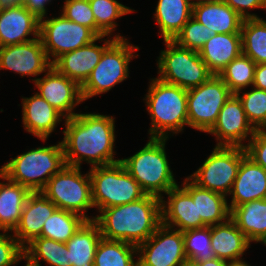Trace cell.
<instances>
[{
  "label": "cell",
  "mask_w": 266,
  "mask_h": 266,
  "mask_svg": "<svg viewBox=\"0 0 266 266\" xmlns=\"http://www.w3.org/2000/svg\"><path fill=\"white\" fill-rule=\"evenodd\" d=\"M62 142L65 163L80 167L87 161L92 167L106 166L120 162L114 159V118L95 113L77 114L65 119Z\"/></svg>",
  "instance_id": "1"
},
{
  "label": "cell",
  "mask_w": 266,
  "mask_h": 266,
  "mask_svg": "<svg viewBox=\"0 0 266 266\" xmlns=\"http://www.w3.org/2000/svg\"><path fill=\"white\" fill-rule=\"evenodd\" d=\"M161 206V198L146 194L137 201L102 209L101 215L92 220L98 224L102 238L138 246L162 224Z\"/></svg>",
  "instance_id": "2"
},
{
  "label": "cell",
  "mask_w": 266,
  "mask_h": 266,
  "mask_svg": "<svg viewBox=\"0 0 266 266\" xmlns=\"http://www.w3.org/2000/svg\"><path fill=\"white\" fill-rule=\"evenodd\" d=\"M145 98L152 121L150 138H168V131L178 133L188 125L187 89L155 78Z\"/></svg>",
  "instance_id": "3"
},
{
  "label": "cell",
  "mask_w": 266,
  "mask_h": 266,
  "mask_svg": "<svg viewBox=\"0 0 266 266\" xmlns=\"http://www.w3.org/2000/svg\"><path fill=\"white\" fill-rule=\"evenodd\" d=\"M167 138H150L148 143L130 158L120 159L127 172L138 182L141 189L150 195L162 198L177 186L165 153Z\"/></svg>",
  "instance_id": "4"
},
{
  "label": "cell",
  "mask_w": 266,
  "mask_h": 266,
  "mask_svg": "<svg viewBox=\"0 0 266 266\" xmlns=\"http://www.w3.org/2000/svg\"><path fill=\"white\" fill-rule=\"evenodd\" d=\"M65 165L62 142H59L54 146L38 147L20 154L2 166L0 171L31 192H38L42 191L49 179Z\"/></svg>",
  "instance_id": "5"
},
{
  "label": "cell",
  "mask_w": 266,
  "mask_h": 266,
  "mask_svg": "<svg viewBox=\"0 0 266 266\" xmlns=\"http://www.w3.org/2000/svg\"><path fill=\"white\" fill-rule=\"evenodd\" d=\"M89 176L93 204L99 212L137 201L146 195L121 162L91 167Z\"/></svg>",
  "instance_id": "6"
},
{
  "label": "cell",
  "mask_w": 266,
  "mask_h": 266,
  "mask_svg": "<svg viewBox=\"0 0 266 266\" xmlns=\"http://www.w3.org/2000/svg\"><path fill=\"white\" fill-rule=\"evenodd\" d=\"M164 42L168 49L161 51L157 64L158 79L188 90L203 84L213 75L199 52L180 47L173 40Z\"/></svg>",
  "instance_id": "7"
},
{
  "label": "cell",
  "mask_w": 266,
  "mask_h": 266,
  "mask_svg": "<svg viewBox=\"0 0 266 266\" xmlns=\"http://www.w3.org/2000/svg\"><path fill=\"white\" fill-rule=\"evenodd\" d=\"M81 167L65 165L53 175L41 191L58 209H63L83 216L88 208L94 207L89 173L82 176Z\"/></svg>",
  "instance_id": "8"
},
{
  "label": "cell",
  "mask_w": 266,
  "mask_h": 266,
  "mask_svg": "<svg viewBox=\"0 0 266 266\" xmlns=\"http://www.w3.org/2000/svg\"><path fill=\"white\" fill-rule=\"evenodd\" d=\"M126 40L115 39L104 50L99 63L81 86L83 100L105 93L117 83L127 79L129 61L135 56L132 52L139 47L130 45Z\"/></svg>",
  "instance_id": "9"
},
{
  "label": "cell",
  "mask_w": 266,
  "mask_h": 266,
  "mask_svg": "<svg viewBox=\"0 0 266 266\" xmlns=\"http://www.w3.org/2000/svg\"><path fill=\"white\" fill-rule=\"evenodd\" d=\"M246 154L245 147L216 146L202 166L189 178L202 188L227 196Z\"/></svg>",
  "instance_id": "10"
},
{
  "label": "cell",
  "mask_w": 266,
  "mask_h": 266,
  "mask_svg": "<svg viewBox=\"0 0 266 266\" xmlns=\"http://www.w3.org/2000/svg\"><path fill=\"white\" fill-rule=\"evenodd\" d=\"M233 93L218 75L187 90L188 126L209 132L218 115Z\"/></svg>",
  "instance_id": "11"
},
{
  "label": "cell",
  "mask_w": 266,
  "mask_h": 266,
  "mask_svg": "<svg viewBox=\"0 0 266 266\" xmlns=\"http://www.w3.org/2000/svg\"><path fill=\"white\" fill-rule=\"evenodd\" d=\"M39 37L47 57L54 59L62 54L74 51L94 41L98 36L88 27L68 20L64 15L43 20L40 19Z\"/></svg>",
  "instance_id": "12"
},
{
  "label": "cell",
  "mask_w": 266,
  "mask_h": 266,
  "mask_svg": "<svg viewBox=\"0 0 266 266\" xmlns=\"http://www.w3.org/2000/svg\"><path fill=\"white\" fill-rule=\"evenodd\" d=\"M169 229V230H168ZM138 266H181L188 262L183 232L161 224L154 234L137 246Z\"/></svg>",
  "instance_id": "13"
},
{
  "label": "cell",
  "mask_w": 266,
  "mask_h": 266,
  "mask_svg": "<svg viewBox=\"0 0 266 266\" xmlns=\"http://www.w3.org/2000/svg\"><path fill=\"white\" fill-rule=\"evenodd\" d=\"M45 74L44 78L33 80L40 91L37 94L61 113L65 119L75 117L78 113L72 112L74 106L84 101L81 86L59 73L53 66Z\"/></svg>",
  "instance_id": "14"
},
{
  "label": "cell",
  "mask_w": 266,
  "mask_h": 266,
  "mask_svg": "<svg viewBox=\"0 0 266 266\" xmlns=\"http://www.w3.org/2000/svg\"><path fill=\"white\" fill-rule=\"evenodd\" d=\"M51 66L40 37L25 43L0 47V69H10L23 77L37 76L48 71Z\"/></svg>",
  "instance_id": "15"
},
{
  "label": "cell",
  "mask_w": 266,
  "mask_h": 266,
  "mask_svg": "<svg viewBox=\"0 0 266 266\" xmlns=\"http://www.w3.org/2000/svg\"><path fill=\"white\" fill-rule=\"evenodd\" d=\"M255 129L247 120L242 103L236 94H232L219 112L218 119L208 132L216 135L217 146L245 147L242 141L250 133L252 137ZM223 142H222V141Z\"/></svg>",
  "instance_id": "16"
},
{
  "label": "cell",
  "mask_w": 266,
  "mask_h": 266,
  "mask_svg": "<svg viewBox=\"0 0 266 266\" xmlns=\"http://www.w3.org/2000/svg\"><path fill=\"white\" fill-rule=\"evenodd\" d=\"M103 37L105 36H99L94 41L81 48L62 54L52 63V66L59 73L82 86L91 75L95 66L99 63L104 50L115 39H122V36L116 35L112 40L105 39L103 46L95 45V41Z\"/></svg>",
  "instance_id": "17"
},
{
  "label": "cell",
  "mask_w": 266,
  "mask_h": 266,
  "mask_svg": "<svg viewBox=\"0 0 266 266\" xmlns=\"http://www.w3.org/2000/svg\"><path fill=\"white\" fill-rule=\"evenodd\" d=\"M169 197L167 204L161 198L162 224L180 231L202 228L207 226L201 218H197L196 202L184 189L175 186L166 193ZM167 205V206H166Z\"/></svg>",
  "instance_id": "18"
},
{
  "label": "cell",
  "mask_w": 266,
  "mask_h": 266,
  "mask_svg": "<svg viewBox=\"0 0 266 266\" xmlns=\"http://www.w3.org/2000/svg\"><path fill=\"white\" fill-rule=\"evenodd\" d=\"M57 206L41 191L31 192L25 202L18 226L13 235L25 247L33 239L40 237L44 222L53 214Z\"/></svg>",
  "instance_id": "19"
},
{
  "label": "cell",
  "mask_w": 266,
  "mask_h": 266,
  "mask_svg": "<svg viewBox=\"0 0 266 266\" xmlns=\"http://www.w3.org/2000/svg\"><path fill=\"white\" fill-rule=\"evenodd\" d=\"M40 19L24 5L0 10V47L29 42L25 38L33 33L39 37Z\"/></svg>",
  "instance_id": "20"
},
{
  "label": "cell",
  "mask_w": 266,
  "mask_h": 266,
  "mask_svg": "<svg viewBox=\"0 0 266 266\" xmlns=\"http://www.w3.org/2000/svg\"><path fill=\"white\" fill-rule=\"evenodd\" d=\"M229 194L233 195L229 207L266 199V170L246 154Z\"/></svg>",
  "instance_id": "21"
},
{
  "label": "cell",
  "mask_w": 266,
  "mask_h": 266,
  "mask_svg": "<svg viewBox=\"0 0 266 266\" xmlns=\"http://www.w3.org/2000/svg\"><path fill=\"white\" fill-rule=\"evenodd\" d=\"M192 17L216 34L241 33L244 21L223 0L194 3Z\"/></svg>",
  "instance_id": "22"
},
{
  "label": "cell",
  "mask_w": 266,
  "mask_h": 266,
  "mask_svg": "<svg viewBox=\"0 0 266 266\" xmlns=\"http://www.w3.org/2000/svg\"><path fill=\"white\" fill-rule=\"evenodd\" d=\"M202 61L213 75L220 72L242 54L241 33L215 34L199 51Z\"/></svg>",
  "instance_id": "23"
},
{
  "label": "cell",
  "mask_w": 266,
  "mask_h": 266,
  "mask_svg": "<svg viewBox=\"0 0 266 266\" xmlns=\"http://www.w3.org/2000/svg\"><path fill=\"white\" fill-rule=\"evenodd\" d=\"M23 125L27 132L45 141L63 116L37 93L23 98Z\"/></svg>",
  "instance_id": "24"
},
{
  "label": "cell",
  "mask_w": 266,
  "mask_h": 266,
  "mask_svg": "<svg viewBox=\"0 0 266 266\" xmlns=\"http://www.w3.org/2000/svg\"><path fill=\"white\" fill-rule=\"evenodd\" d=\"M186 178L183 188L191 195L196 202L197 218L207 225H216L226 222L230 218V209L226 196L209 189L202 188L193 181L188 183Z\"/></svg>",
  "instance_id": "25"
},
{
  "label": "cell",
  "mask_w": 266,
  "mask_h": 266,
  "mask_svg": "<svg viewBox=\"0 0 266 266\" xmlns=\"http://www.w3.org/2000/svg\"><path fill=\"white\" fill-rule=\"evenodd\" d=\"M211 245L217 258L239 260L250 246V241L229 218L226 222L211 225Z\"/></svg>",
  "instance_id": "26"
},
{
  "label": "cell",
  "mask_w": 266,
  "mask_h": 266,
  "mask_svg": "<svg viewBox=\"0 0 266 266\" xmlns=\"http://www.w3.org/2000/svg\"><path fill=\"white\" fill-rule=\"evenodd\" d=\"M0 230L14 231L21 219V213L31 191L25 186L7 178L0 171Z\"/></svg>",
  "instance_id": "27"
},
{
  "label": "cell",
  "mask_w": 266,
  "mask_h": 266,
  "mask_svg": "<svg viewBox=\"0 0 266 266\" xmlns=\"http://www.w3.org/2000/svg\"><path fill=\"white\" fill-rule=\"evenodd\" d=\"M230 219L247 239L262 242L266 237V199L253 200L229 207Z\"/></svg>",
  "instance_id": "28"
},
{
  "label": "cell",
  "mask_w": 266,
  "mask_h": 266,
  "mask_svg": "<svg viewBox=\"0 0 266 266\" xmlns=\"http://www.w3.org/2000/svg\"><path fill=\"white\" fill-rule=\"evenodd\" d=\"M102 238L98 224L87 220L65 243L72 266H93L97 246Z\"/></svg>",
  "instance_id": "29"
},
{
  "label": "cell",
  "mask_w": 266,
  "mask_h": 266,
  "mask_svg": "<svg viewBox=\"0 0 266 266\" xmlns=\"http://www.w3.org/2000/svg\"><path fill=\"white\" fill-rule=\"evenodd\" d=\"M189 0H159L155 18L164 40H173L192 17Z\"/></svg>",
  "instance_id": "30"
},
{
  "label": "cell",
  "mask_w": 266,
  "mask_h": 266,
  "mask_svg": "<svg viewBox=\"0 0 266 266\" xmlns=\"http://www.w3.org/2000/svg\"><path fill=\"white\" fill-rule=\"evenodd\" d=\"M24 256L38 265L42 259L51 266H72L66 244L45 237H37L28 243L24 247Z\"/></svg>",
  "instance_id": "31"
},
{
  "label": "cell",
  "mask_w": 266,
  "mask_h": 266,
  "mask_svg": "<svg viewBox=\"0 0 266 266\" xmlns=\"http://www.w3.org/2000/svg\"><path fill=\"white\" fill-rule=\"evenodd\" d=\"M134 252H138L134 244L101 238L93 266H138L133 258Z\"/></svg>",
  "instance_id": "32"
},
{
  "label": "cell",
  "mask_w": 266,
  "mask_h": 266,
  "mask_svg": "<svg viewBox=\"0 0 266 266\" xmlns=\"http://www.w3.org/2000/svg\"><path fill=\"white\" fill-rule=\"evenodd\" d=\"M86 221L75 212L57 208L44 222L40 237L66 243Z\"/></svg>",
  "instance_id": "33"
},
{
  "label": "cell",
  "mask_w": 266,
  "mask_h": 266,
  "mask_svg": "<svg viewBox=\"0 0 266 266\" xmlns=\"http://www.w3.org/2000/svg\"><path fill=\"white\" fill-rule=\"evenodd\" d=\"M241 37L242 54L256 64L266 63V21L261 18L244 19Z\"/></svg>",
  "instance_id": "34"
},
{
  "label": "cell",
  "mask_w": 266,
  "mask_h": 266,
  "mask_svg": "<svg viewBox=\"0 0 266 266\" xmlns=\"http://www.w3.org/2000/svg\"><path fill=\"white\" fill-rule=\"evenodd\" d=\"M256 63L241 54L232 60L218 75L233 94L253 85Z\"/></svg>",
  "instance_id": "35"
},
{
  "label": "cell",
  "mask_w": 266,
  "mask_h": 266,
  "mask_svg": "<svg viewBox=\"0 0 266 266\" xmlns=\"http://www.w3.org/2000/svg\"><path fill=\"white\" fill-rule=\"evenodd\" d=\"M184 252L188 262H205L215 258L211 245V226L183 231Z\"/></svg>",
  "instance_id": "36"
},
{
  "label": "cell",
  "mask_w": 266,
  "mask_h": 266,
  "mask_svg": "<svg viewBox=\"0 0 266 266\" xmlns=\"http://www.w3.org/2000/svg\"><path fill=\"white\" fill-rule=\"evenodd\" d=\"M96 22V35L107 36L117 26V18L133 12L132 9L118 3L116 0H89Z\"/></svg>",
  "instance_id": "37"
},
{
  "label": "cell",
  "mask_w": 266,
  "mask_h": 266,
  "mask_svg": "<svg viewBox=\"0 0 266 266\" xmlns=\"http://www.w3.org/2000/svg\"><path fill=\"white\" fill-rule=\"evenodd\" d=\"M254 88V89H253ZM250 92H240L236 95L240 99L245 115L255 130H266V90L253 87Z\"/></svg>",
  "instance_id": "38"
},
{
  "label": "cell",
  "mask_w": 266,
  "mask_h": 266,
  "mask_svg": "<svg viewBox=\"0 0 266 266\" xmlns=\"http://www.w3.org/2000/svg\"><path fill=\"white\" fill-rule=\"evenodd\" d=\"M215 34L211 29L191 17L173 41L180 47L199 52L206 41Z\"/></svg>",
  "instance_id": "39"
},
{
  "label": "cell",
  "mask_w": 266,
  "mask_h": 266,
  "mask_svg": "<svg viewBox=\"0 0 266 266\" xmlns=\"http://www.w3.org/2000/svg\"><path fill=\"white\" fill-rule=\"evenodd\" d=\"M68 20L90 28L96 34V22L89 0H66L63 14Z\"/></svg>",
  "instance_id": "40"
},
{
  "label": "cell",
  "mask_w": 266,
  "mask_h": 266,
  "mask_svg": "<svg viewBox=\"0 0 266 266\" xmlns=\"http://www.w3.org/2000/svg\"><path fill=\"white\" fill-rule=\"evenodd\" d=\"M0 233V266H11L24 258V247L13 236Z\"/></svg>",
  "instance_id": "41"
},
{
  "label": "cell",
  "mask_w": 266,
  "mask_h": 266,
  "mask_svg": "<svg viewBox=\"0 0 266 266\" xmlns=\"http://www.w3.org/2000/svg\"><path fill=\"white\" fill-rule=\"evenodd\" d=\"M245 149L247 155L266 170V130H256Z\"/></svg>",
  "instance_id": "42"
},
{
  "label": "cell",
  "mask_w": 266,
  "mask_h": 266,
  "mask_svg": "<svg viewBox=\"0 0 266 266\" xmlns=\"http://www.w3.org/2000/svg\"><path fill=\"white\" fill-rule=\"evenodd\" d=\"M234 11H236L243 19L259 18L255 14L246 12V9L263 8L261 0H223Z\"/></svg>",
  "instance_id": "43"
},
{
  "label": "cell",
  "mask_w": 266,
  "mask_h": 266,
  "mask_svg": "<svg viewBox=\"0 0 266 266\" xmlns=\"http://www.w3.org/2000/svg\"><path fill=\"white\" fill-rule=\"evenodd\" d=\"M51 0H23V5L38 19L45 17V5Z\"/></svg>",
  "instance_id": "44"
},
{
  "label": "cell",
  "mask_w": 266,
  "mask_h": 266,
  "mask_svg": "<svg viewBox=\"0 0 266 266\" xmlns=\"http://www.w3.org/2000/svg\"><path fill=\"white\" fill-rule=\"evenodd\" d=\"M253 87L266 90V63L256 65Z\"/></svg>",
  "instance_id": "45"
},
{
  "label": "cell",
  "mask_w": 266,
  "mask_h": 266,
  "mask_svg": "<svg viewBox=\"0 0 266 266\" xmlns=\"http://www.w3.org/2000/svg\"><path fill=\"white\" fill-rule=\"evenodd\" d=\"M195 266H227V261L220 258H213L211 260H207L205 262H196Z\"/></svg>",
  "instance_id": "46"
},
{
  "label": "cell",
  "mask_w": 266,
  "mask_h": 266,
  "mask_svg": "<svg viewBox=\"0 0 266 266\" xmlns=\"http://www.w3.org/2000/svg\"><path fill=\"white\" fill-rule=\"evenodd\" d=\"M23 5V0H0V10Z\"/></svg>",
  "instance_id": "47"
},
{
  "label": "cell",
  "mask_w": 266,
  "mask_h": 266,
  "mask_svg": "<svg viewBox=\"0 0 266 266\" xmlns=\"http://www.w3.org/2000/svg\"><path fill=\"white\" fill-rule=\"evenodd\" d=\"M227 266H250V265L246 264L244 261L239 259V260H232L230 262L227 261Z\"/></svg>",
  "instance_id": "48"
},
{
  "label": "cell",
  "mask_w": 266,
  "mask_h": 266,
  "mask_svg": "<svg viewBox=\"0 0 266 266\" xmlns=\"http://www.w3.org/2000/svg\"><path fill=\"white\" fill-rule=\"evenodd\" d=\"M24 259L27 260V264H26V266H40V264L38 265V264L33 263L32 261H30V260H29L28 258H26L25 256H24Z\"/></svg>",
  "instance_id": "49"
},
{
  "label": "cell",
  "mask_w": 266,
  "mask_h": 266,
  "mask_svg": "<svg viewBox=\"0 0 266 266\" xmlns=\"http://www.w3.org/2000/svg\"><path fill=\"white\" fill-rule=\"evenodd\" d=\"M209 1H220V0H199V1H193L191 0V3L194 4V3H197V2H209Z\"/></svg>",
  "instance_id": "50"
},
{
  "label": "cell",
  "mask_w": 266,
  "mask_h": 266,
  "mask_svg": "<svg viewBox=\"0 0 266 266\" xmlns=\"http://www.w3.org/2000/svg\"><path fill=\"white\" fill-rule=\"evenodd\" d=\"M181 266H195V265L190 263V262H186V263L182 264Z\"/></svg>",
  "instance_id": "51"
},
{
  "label": "cell",
  "mask_w": 266,
  "mask_h": 266,
  "mask_svg": "<svg viewBox=\"0 0 266 266\" xmlns=\"http://www.w3.org/2000/svg\"><path fill=\"white\" fill-rule=\"evenodd\" d=\"M261 1H262L263 8L266 9V0H261Z\"/></svg>",
  "instance_id": "52"
},
{
  "label": "cell",
  "mask_w": 266,
  "mask_h": 266,
  "mask_svg": "<svg viewBox=\"0 0 266 266\" xmlns=\"http://www.w3.org/2000/svg\"><path fill=\"white\" fill-rule=\"evenodd\" d=\"M262 242L266 245V237L264 238V240Z\"/></svg>",
  "instance_id": "53"
}]
</instances>
